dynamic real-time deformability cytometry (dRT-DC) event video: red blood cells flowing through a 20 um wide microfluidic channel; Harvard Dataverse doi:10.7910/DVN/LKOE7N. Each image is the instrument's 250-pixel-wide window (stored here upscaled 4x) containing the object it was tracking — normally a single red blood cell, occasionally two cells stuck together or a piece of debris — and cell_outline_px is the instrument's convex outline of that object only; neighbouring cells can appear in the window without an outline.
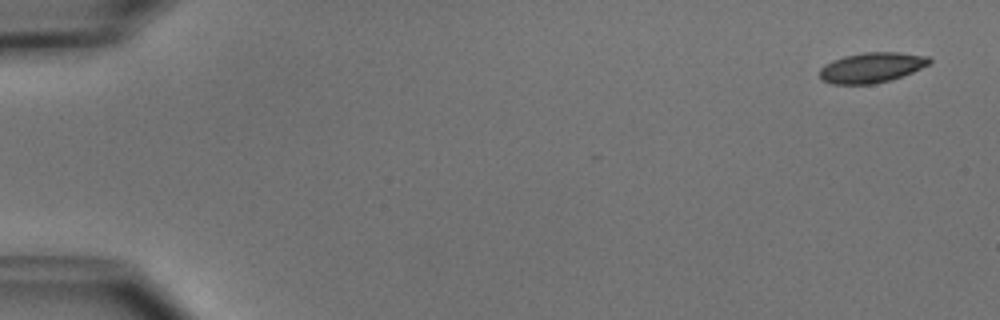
{"species": "common noctule bat (a hibernating species)", "species_latin": "Nyctalus noctula", "temperature_condition": "cold", "stored_images_in_passage": 2, "camera_frame_rate_fps": 3000, "um_per_image_px": 0.085, "animal": {"sex": "male", "body_mass_g": 15.6}, "frame": {"image": 1, "passage_image": 2, "time_ms": 1.333, "image_size_px": [1000, 320], "cell_outline_px": [[932, 60], [928, 64], [912, 72], [892, 80], [872, 84], [832, 84], [820, 80], [820, 68], [824, 64], [832, 60], [844, 56], [864, 52], [900, 52], [928, 56]], "centroid_in_image_um": [74.06, 5.74], "position_along_channel_um": 10.9, "area_um2": 19.42}}